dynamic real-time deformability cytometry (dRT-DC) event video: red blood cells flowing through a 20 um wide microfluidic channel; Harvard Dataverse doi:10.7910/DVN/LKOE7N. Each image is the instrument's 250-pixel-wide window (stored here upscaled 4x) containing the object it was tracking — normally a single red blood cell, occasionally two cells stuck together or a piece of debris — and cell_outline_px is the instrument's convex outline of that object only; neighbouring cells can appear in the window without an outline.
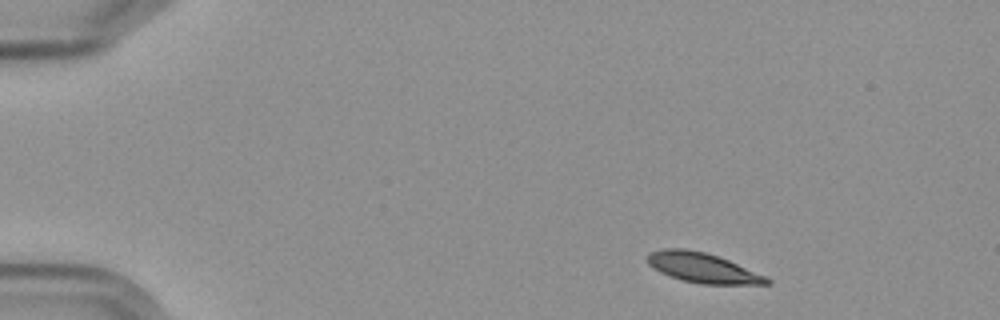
{"species": "Egyptian fruit bat (a non-hibernating species)", "species_latin": "Rousettus aegyptiacus", "temperature_condition": "cold", "stored_images_in_passage": 4, "segment_of_instrument_passage": [1, 2], "camera_frame_rate_fps": 3000, "um_per_image_px": 0.085, "frame": {"image": 1, "passage_image": 1, "time_ms": 0.0, "image_size_px": [1000, 320], "cell_outline_px": [[772, 284], [700, 284], [680, 280], [668, 276], [652, 268], [648, 264], [644, 256], [648, 252], [664, 248], [684, 248], [704, 252], [728, 260], [768, 276], [772, 280]], "centroid_in_image_um": [59.69, 22.76], "position_along_channel_um": 25.3, "area_um2": 21.15}}